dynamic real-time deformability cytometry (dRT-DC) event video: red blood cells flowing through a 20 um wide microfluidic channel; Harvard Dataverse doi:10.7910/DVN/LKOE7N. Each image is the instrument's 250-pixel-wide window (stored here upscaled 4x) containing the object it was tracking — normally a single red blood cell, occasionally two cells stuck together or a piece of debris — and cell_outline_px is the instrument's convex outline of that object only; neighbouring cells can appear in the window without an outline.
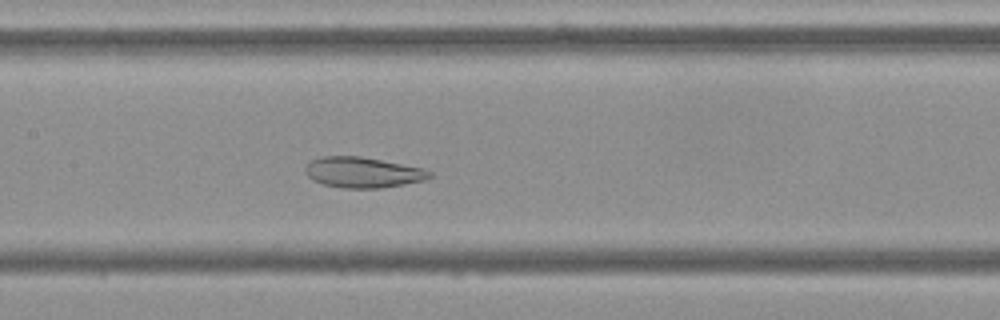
{"species": "Egyptian fruit bat (a non-hibernating species)", "species_latin": "Rousettus aegyptiacus", "temperature_condition": "cold", "stored_images_in_passage": 55, "camera_frame_rate_fps": 3000, "um_per_image_px": 0.085, "frame": {"image": 1, "passage_image": 26, "time_ms": 8.333, "image_size_px": [1000, 320], "cell_outline_px": [[432, 176], [428, 180], [380, 188], [344, 188], [324, 184], [312, 180], [304, 172], [304, 168], [312, 160], [320, 156], [360, 156], [424, 168], [432, 172]], "centroid_in_image_um": [30.86, 14.65], "position_along_channel_um": 176.5, "area_um2": 22.25}}
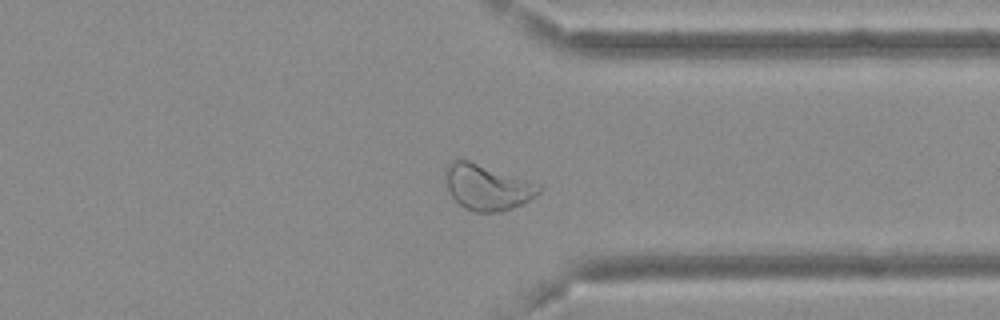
{"frame": {"image": 2, "passage_image": 42, "time_ms": 13.667, "image_size_px": [1000, 320], "cell_outline_px": [[544, 188], [540, 192], [528, 200], [512, 208], [500, 212], [472, 212], [464, 208], [448, 192], [444, 180], [444, 172], [448, 164], [452, 160], [468, 160], [544, 184]], "centroid_in_image_um": [41.42, 15.9], "position_along_channel_um": 370.0, "area_um2": 25.32}}
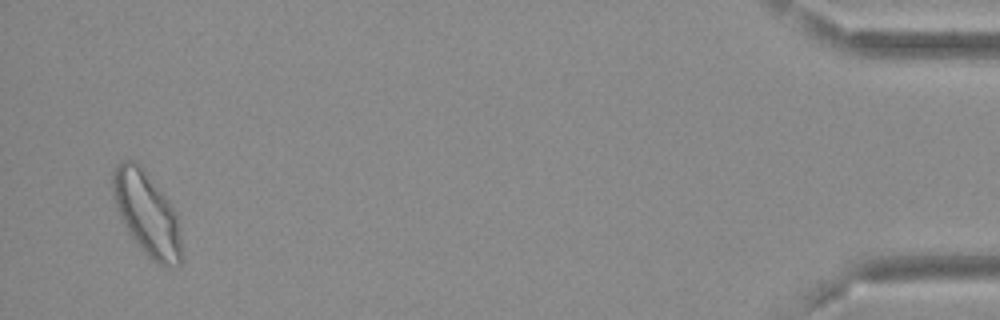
{"frame": {"image": 3, "passage_image": 53, "time_ms": 17.333, "image_size_px": [1000, 320], "cell_outline_px": [[180, 264], [176, 268], [164, 268], [152, 260], [140, 248], [128, 232], [120, 216], [112, 196], [112, 168], [120, 160], [136, 160], [144, 168], [168, 200], [176, 212], [180, 236]], "centroid_in_image_um": [12.45, 18.13], "position_along_channel_um": 422.7, "area_um2": 33.76}, "authors_computed_cell_mechanics": {"area_um2": 28.6688, "velocity_mm_per_s": 3.6555, "shape_relaxation_time_tau1_ms": null, "shape_relaxation_time_tau2_ms": 1.6976, "deformation_change_tau1": null, "deformation_change_tau2": 0.0829}}